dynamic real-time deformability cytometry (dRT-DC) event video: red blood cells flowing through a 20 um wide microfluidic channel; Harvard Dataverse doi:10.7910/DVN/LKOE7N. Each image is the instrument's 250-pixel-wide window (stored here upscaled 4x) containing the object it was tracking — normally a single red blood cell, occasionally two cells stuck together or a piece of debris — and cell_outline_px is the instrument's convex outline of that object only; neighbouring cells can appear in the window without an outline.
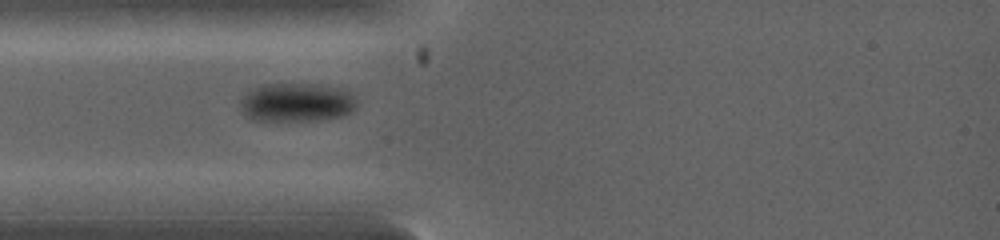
{"species": "common noctule bat (a hibernating species)", "species_latin": "Nyctalus noctula", "temperature_condition": "warm", "stored_images_in_passage": 32, "camera_frame_rate_fps": 5000, "um_per_image_px": 0.085, "animal": {"sex": "female", "body_mass_g": 19.0, "forearm_length_mm": 53.3}, "frame": {"image": 1, "passage_image": 1, "time_ms": 0.0, "image_size_px": [1000, 240], "cell_outline_px": [[356, 108], [352, 112], [344, 116], [320, 120], [252, 120], [240, 108], [240, 104], [244, 96], [248, 92], [268, 84], [312, 84], [344, 92], [356, 100]], "centroid_in_image_um": [25.2, 8.74], "position_along_channel_um": 59.8, "area_um2": 25.37}}
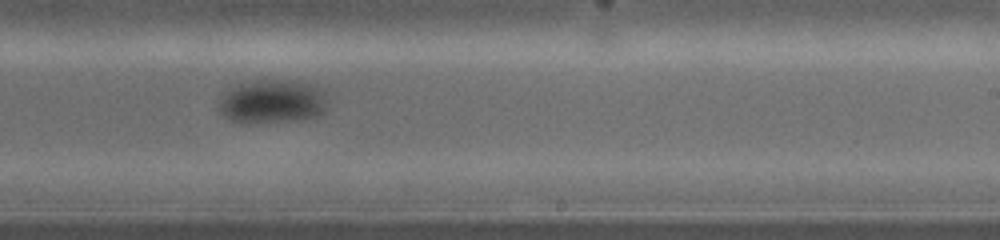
{"frame": {"image": 2, "passage_image": 14, "time_ms": 3.6, "image_size_px": [1000, 240], "cell_outline_px": [[324, 112], [316, 116], [304, 120], [232, 120], [220, 112], [216, 104], [228, 92], [240, 84], [256, 80], [304, 84], [316, 88], [320, 92], [324, 104]], "centroid_in_image_um": [23.09, 8.65], "position_along_channel_um": 265.9, "area_um2": 25.49}}
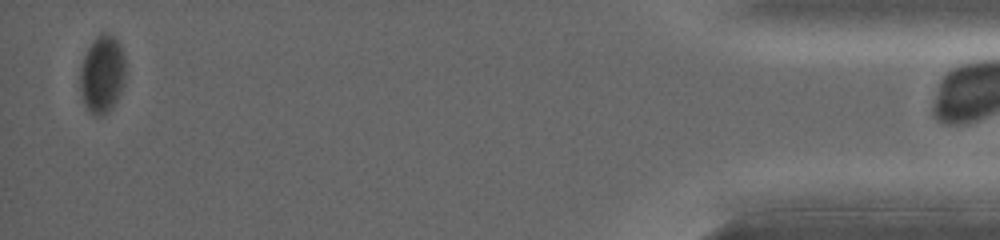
{"frame": {"image": 3, "passage_image": 31, "time_ms": 8.2, "image_size_px": [1000, 240], "cell_outline_px": [[124, 84], [112, 108], [108, 112], [100, 116], [92, 116], [88, 112], [80, 96], [80, 68], [84, 56], [92, 40], [100, 32], [108, 32], [120, 44], [124, 52]], "centroid_in_image_um": [8.66, 6.32], "position_along_channel_um": 426.5, "area_um2": 20.92}}